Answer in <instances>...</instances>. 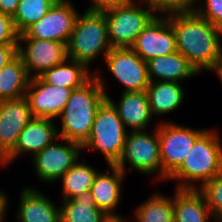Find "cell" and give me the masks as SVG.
Listing matches in <instances>:
<instances>
[{"label": "cell", "instance_id": "cell-39", "mask_svg": "<svg viewBox=\"0 0 222 222\" xmlns=\"http://www.w3.org/2000/svg\"><path fill=\"white\" fill-rule=\"evenodd\" d=\"M212 71L213 73L215 72V74L222 82V59L216 64V67Z\"/></svg>", "mask_w": 222, "mask_h": 222}, {"label": "cell", "instance_id": "cell-36", "mask_svg": "<svg viewBox=\"0 0 222 222\" xmlns=\"http://www.w3.org/2000/svg\"><path fill=\"white\" fill-rule=\"evenodd\" d=\"M9 207L7 194L0 189V222H4Z\"/></svg>", "mask_w": 222, "mask_h": 222}, {"label": "cell", "instance_id": "cell-38", "mask_svg": "<svg viewBox=\"0 0 222 222\" xmlns=\"http://www.w3.org/2000/svg\"><path fill=\"white\" fill-rule=\"evenodd\" d=\"M10 163L8 155L3 151V149L0 147V165L4 168L7 167Z\"/></svg>", "mask_w": 222, "mask_h": 222}, {"label": "cell", "instance_id": "cell-26", "mask_svg": "<svg viewBox=\"0 0 222 222\" xmlns=\"http://www.w3.org/2000/svg\"><path fill=\"white\" fill-rule=\"evenodd\" d=\"M99 170L90 164L77 162L59 179L62 185L61 200H72L75 196L91 190Z\"/></svg>", "mask_w": 222, "mask_h": 222}, {"label": "cell", "instance_id": "cell-24", "mask_svg": "<svg viewBox=\"0 0 222 222\" xmlns=\"http://www.w3.org/2000/svg\"><path fill=\"white\" fill-rule=\"evenodd\" d=\"M30 77L19 55L0 70V101L24 97Z\"/></svg>", "mask_w": 222, "mask_h": 222}, {"label": "cell", "instance_id": "cell-31", "mask_svg": "<svg viewBox=\"0 0 222 222\" xmlns=\"http://www.w3.org/2000/svg\"><path fill=\"white\" fill-rule=\"evenodd\" d=\"M198 0L196 12L204 19L222 29V0ZM204 4V5H203Z\"/></svg>", "mask_w": 222, "mask_h": 222}, {"label": "cell", "instance_id": "cell-16", "mask_svg": "<svg viewBox=\"0 0 222 222\" xmlns=\"http://www.w3.org/2000/svg\"><path fill=\"white\" fill-rule=\"evenodd\" d=\"M55 122L48 118H32L20 133L15 148L8 154L10 163L25 153L33 158L49 146L58 137V125Z\"/></svg>", "mask_w": 222, "mask_h": 222}, {"label": "cell", "instance_id": "cell-22", "mask_svg": "<svg viewBox=\"0 0 222 222\" xmlns=\"http://www.w3.org/2000/svg\"><path fill=\"white\" fill-rule=\"evenodd\" d=\"M211 219V211L199 189L175 188L174 222H210Z\"/></svg>", "mask_w": 222, "mask_h": 222}, {"label": "cell", "instance_id": "cell-40", "mask_svg": "<svg viewBox=\"0 0 222 222\" xmlns=\"http://www.w3.org/2000/svg\"><path fill=\"white\" fill-rule=\"evenodd\" d=\"M213 222H222V221H219V220H212Z\"/></svg>", "mask_w": 222, "mask_h": 222}, {"label": "cell", "instance_id": "cell-10", "mask_svg": "<svg viewBox=\"0 0 222 222\" xmlns=\"http://www.w3.org/2000/svg\"><path fill=\"white\" fill-rule=\"evenodd\" d=\"M18 55L21 57L29 77H39L46 70L62 64L68 59L67 43L31 39L22 33L18 37Z\"/></svg>", "mask_w": 222, "mask_h": 222}, {"label": "cell", "instance_id": "cell-4", "mask_svg": "<svg viewBox=\"0 0 222 222\" xmlns=\"http://www.w3.org/2000/svg\"><path fill=\"white\" fill-rule=\"evenodd\" d=\"M79 13L67 43L68 59L84 63L88 68L97 57L103 61L112 49L108 40L107 21L102 11L86 9Z\"/></svg>", "mask_w": 222, "mask_h": 222}, {"label": "cell", "instance_id": "cell-25", "mask_svg": "<svg viewBox=\"0 0 222 222\" xmlns=\"http://www.w3.org/2000/svg\"><path fill=\"white\" fill-rule=\"evenodd\" d=\"M61 222H100L105 212L96 207L91 191L60 204Z\"/></svg>", "mask_w": 222, "mask_h": 222}, {"label": "cell", "instance_id": "cell-21", "mask_svg": "<svg viewBox=\"0 0 222 222\" xmlns=\"http://www.w3.org/2000/svg\"><path fill=\"white\" fill-rule=\"evenodd\" d=\"M146 94L152 116L175 112L181 107L186 96L183 85L171 81L150 82Z\"/></svg>", "mask_w": 222, "mask_h": 222}, {"label": "cell", "instance_id": "cell-11", "mask_svg": "<svg viewBox=\"0 0 222 222\" xmlns=\"http://www.w3.org/2000/svg\"><path fill=\"white\" fill-rule=\"evenodd\" d=\"M104 60L108 72L124 87L123 92L147 90L150 83L147 62L132 48H112Z\"/></svg>", "mask_w": 222, "mask_h": 222}, {"label": "cell", "instance_id": "cell-33", "mask_svg": "<svg viewBox=\"0 0 222 222\" xmlns=\"http://www.w3.org/2000/svg\"><path fill=\"white\" fill-rule=\"evenodd\" d=\"M136 0H91V6L86 8L92 11H103L116 6H125L134 3Z\"/></svg>", "mask_w": 222, "mask_h": 222}, {"label": "cell", "instance_id": "cell-23", "mask_svg": "<svg viewBox=\"0 0 222 222\" xmlns=\"http://www.w3.org/2000/svg\"><path fill=\"white\" fill-rule=\"evenodd\" d=\"M93 75L94 72L91 73L90 68L84 63L67 59L62 64L46 70L39 77L51 86L76 89L81 87Z\"/></svg>", "mask_w": 222, "mask_h": 222}, {"label": "cell", "instance_id": "cell-20", "mask_svg": "<svg viewBox=\"0 0 222 222\" xmlns=\"http://www.w3.org/2000/svg\"><path fill=\"white\" fill-rule=\"evenodd\" d=\"M149 81H171L181 83L200 74L195 67L178 51L158 56L147 61Z\"/></svg>", "mask_w": 222, "mask_h": 222}, {"label": "cell", "instance_id": "cell-3", "mask_svg": "<svg viewBox=\"0 0 222 222\" xmlns=\"http://www.w3.org/2000/svg\"><path fill=\"white\" fill-rule=\"evenodd\" d=\"M216 129H207L195 142L181 166L167 179L179 189H200L222 173V143Z\"/></svg>", "mask_w": 222, "mask_h": 222}, {"label": "cell", "instance_id": "cell-12", "mask_svg": "<svg viewBox=\"0 0 222 222\" xmlns=\"http://www.w3.org/2000/svg\"><path fill=\"white\" fill-rule=\"evenodd\" d=\"M78 14L70 0H57L47 14L24 33L31 39L68 43Z\"/></svg>", "mask_w": 222, "mask_h": 222}, {"label": "cell", "instance_id": "cell-27", "mask_svg": "<svg viewBox=\"0 0 222 222\" xmlns=\"http://www.w3.org/2000/svg\"><path fill=\"white\" fill-rule=\"evenodd\" d=\"M135 222H174V194L153 193L134 211Z\"/></svg>", "mask_w": 222, "mask_h": 222}, {"label": "cell", "instance_id": "cell-18", "mask_svg": "<svg viewBox=\"0 0 222 222\" xmlns=\"http://www.w3.org/2000/svg\"><path fill=\"white\" fill-rule=\"evenodd\" d=\"M107 99L117 109L118 115L124 126L130 131H142L149 129L153 119L146 91L122 92L118 103L108 95Z\"/></svg>", "mask_w": 222, "mask_h": 222}, {"label": "cell", "instance_id": "cell-19", "mask_svg": "<svg viewBox=\"0 0 222 222\" xmlns=\"http://www.w3.org/2000/svg\"><path fill=\"white\" fill-rule=\"evenodd\" d=\"M108 167L109 170L104 173H97L90 191L96 207L105 213H115L121 201L126 175L115 165Z\"/></svg>", "mask_w": 222, "mask_h": 222}, {"label": "cell", "instance_id": "cell-29", "mask_svg": "<svg viewBox=\"0 0 222 222\" xmlns=\"http://www.w3.org/2000/svg\"><path fill=\"white\" fill-rule=\"evenodd\" d=\"M157 16L196 11L198 0H141Z\"/></svg>", "mask_w": 222, "mask_h": 222}, {"label": "cell", "instance_id": "cell-14", "mask_svg": "<svg viewBox=\"0 0 222 222\" xmlns=\"http://www.w3.org/2000/svg\"><path fill=\"white\" fill-rule=\"evenodd\" d=\"M72 91L71 88L51 86L40 77L30 78L25 97L33 118L58 119Z\"/></svg>", "mask_w": 222, "mask_h": 222}, {"label": "cell", "instance_id": "cell-13", "mask_svg": "<svg viewBox=\"0 0 222 222\" xmlns=\"http://www.w3.org/2000/svg\"><path fill=\"white\" fill-rule=\"evenodd\" d=\"M145 62L177 52L175 34L167 16H156L131 46Z\"/></svg>", "mask_w": 222, "mask_h": 222}, {"label": "cell", "instance_id": "cell-15", "mask_svg": "<svg viewBox=\"0 0 222 222\" xmlns=\"http://www.w3.org/2000/svg\"><path fill=\"white\" fill-rule=\"evenodd\" d=\"M33 118L27 98L0 101V147L8 155L18 137Z\"/></svg>", "mask_w": 222, "mask_h": 222}, {"label": "cell", "instance_id": "cell-37", "mask_svg": "<svg viewBox=\"0 0 222 222\" xmlns=\"http://www.w3.org/2000/svg\"><path fill=\"white\" fill-rule=\"evenodd\" d=\"M120 214L115 213H105L100 222H127Z\"/></svg>", "mask_w": 222, "mask_h": 222}, {"label": "cell", "instance_id": "cell-2", "mask_svg": "<svg viewBox=\"0 0 222 222\" xmlns=\"http://www.w3.org/2000/svg\"><path fill=\"white\" fill-rule=\"evenodd\" d=\"M102 72L96 70L81 87L73 89L59 117L61 129L57 128L58 137L81 146L89 139L96 113L108 96Z\"/></svg>", "mask_w": 222, "mask_h": 222}, {"label": "cell", "instance_id": "cell-35", "mask_svg": "<svg viewBox=\"0 0 222 222\" xmlns=\"http://www.w3.org/2000/svg\"><path fill=\"white\" fill-rule=\"evenodd\" d=\"M20 0H0V12L10 15H14Z\"/></svg>", "mask_w": 222, "mask_h": 222}, {"label": "cell", "instance_id": "cell-34", "mask_svg": "<svg viewBox=\"0 0 222 222\" xmlns=\"http://www.w3.org/2000/svg\"><path fill=\"white\" fill-rule=\"evenodd\" d=\"M18 55V44H0V70Z\"/></svg>", "mask_w": 222, "mask_h": 222}, {"label": "cell", "instance_id": "cell-5", "mask_svg": "<svg viewBox=\"0 0 222 222\" xmlns=\"http://www.w3.org/2000/svg\"><path fill=\"white\" fill-rule=\"evenodd\" d=\"M128 132L117 109L106 99L96 113L91 135L82 146V152L100 151L107 165H115L123 152Z\"/></svg>", "mask_w": 222, "mask_h": 222}, {"label": "cell", "instance_id": "cell-7", "mask_svg": "<svg viewBox=\"0 0 222 222\" xmlns=\"http://www.w3.org/2000/svg\"><path fill=\"white\" fill-rule=\"evenodd\" d=\"M102 12L107 21L108 40L112 48H131L137 36L157 16L141 0Z\"/></svg>", "mask_w": 222, "mask_h": 222}, {"label": "cell", "instance_id": "cell-17", "mask_svg": "<svg viewBox=\"0 0 222 222\" xmlns=\"http://www.w3.org/2000/svg\"><path fill=\"white\" fill-rule=\"evenodd\" d=\"M20 193L18 222H61L60 207L39 189L26 186Z\"/></svg>", "mask_w": 222, "mask_h": 222}, {"label": "cell", "instance_id": "cell-9", "mask_svg": "<svg viewBox=\"0 0 222 222\" xmlns=\"http://www.w3.org/2000/svg\"><path fill=\"white\" fill-rule=\"evenodd\" d=\"M61 142H59V141ZM64 141V142H63ZM78 143L57 137L49 146L37 153L32 159L39 180L46 183L57 182L83 154Z\"/></svg>", "mask_w": 222, "mask_h": 222}, {"label": "cell", "instance_id": "cell-28", "mask_svg": "<svg viewBox=\"0 0 222 222\" xmlns=\"http://www.w3.org/2000/svg\"><path fill=\"white\" fill-rule=\"evenodd\" d=\"M57 0H20L12 16L18 34L24 33L31 25L47 14Z\"/></svg>", "mask_w": 222, "mask_h": 222}, {"label": "cell", "instance_id": "cell-8", "mask_svg": "<svg viewBox=\"0 0 222 222\" xmlns=\"http://www.w3.org/2000/svg\"><path fill=\"white\" fill-rule=\"evenodd\" d=\"M163 121V122H162ZM157 123L162 165V181L181 166L196 140L207 130L181 126L169 119Z\"/></svg>", "mask_w": 222, "mask_h": 222}, {"label": "cell", "instance_id": "cell-32", "mask_svg": "<svg viewBox=\"0 0 222 222\" xmlns=\"http://www.w3.org/2000/svg\"><path fill=\"white\" fill-rule=\"evenodd\" d=\"M18 37L12 17L0 12V44H18Z\"/></svg>", "mask_w": 222, "mask_h": 222}, {"label": "cell", "instance_id": "cell-1", "mask_svg": "<svg viewBox=\"0 0 222 222\" xmlns=\"http://www.w3.org/2000/svg\"><path fill=\"white\" fill-rule=\"evenodd\" d=\"M173 27L177 51L200 73L212 72L222 59V29L196 11L167 16Z\"/></svg>", "mask_w": 222, "mask_h": 222}, {"label": "cell", "instance_id": "cell-6", "mask_svg": "<svg viewBox=\"0 0 222 222\" xmlns=\"http://www.w3.org/2000/svg\"><path fill=\"white\" fill-rule=\"evenodd\" d=\"M131 170L144 174L146 176L154 174L157 179L162 181V165L160 158V143L158 137V127L150 133L147 130L131 131L127 133L124 149L115 164L125 175L127 174V165Z\"/></svg>", "mask_w": 222, "mask_h": 222}, {"label": "cell", "instance_id": "cell-30", "mask_svg": "<svg viewBox=\"0 0 222 222\" xmlns=\"http://www.w3.org/2000/svg\"><path fill=\"white\" fill-rule=\"evenodd\" d=\"M199 190L206 199L213 219L222 221V173L208 180Z\"/></svg>", "mask_w": 222, "mask_h": 222}]
</instances>
